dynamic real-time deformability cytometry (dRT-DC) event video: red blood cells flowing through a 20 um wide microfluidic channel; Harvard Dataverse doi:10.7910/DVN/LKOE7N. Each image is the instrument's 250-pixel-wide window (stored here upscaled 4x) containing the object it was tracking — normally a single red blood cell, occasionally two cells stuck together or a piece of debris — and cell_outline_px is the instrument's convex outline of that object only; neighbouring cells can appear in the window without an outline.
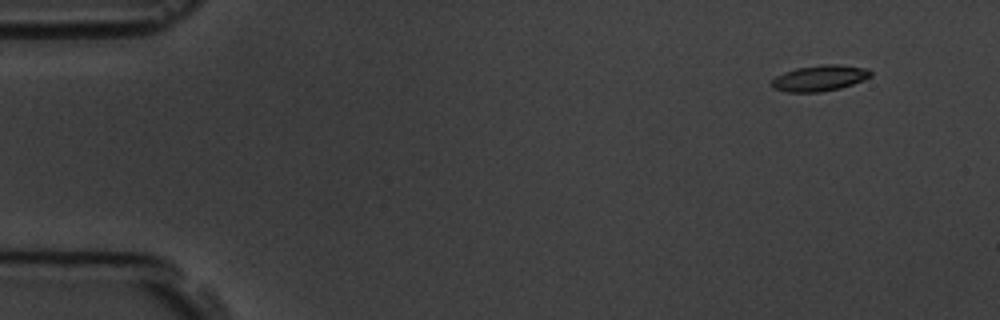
{"species": "common noctule bat (a hibernating species)", "species_latin": "Nyctalus noctula", "temperature_condition": "room temperature", "stored_images_in_passage": 10, "camera_frame_rate_fps": 3000, "um_per_image_px": 0.085, "animal": {"sex": "male", "body_mass_g": 19.5, "forearm_length_mm": 54.6}, "frame": {"image": 1, "passage_image": 1, "time_ms": 0.0, "image_size_px": [1000, 320], "cell_outline_px": [[872, 76], [864, 80], [840, 88], [820, 92], [788, 92], [772, 88], [772, 80], [776, 76], [784, 72], [796, 68], [824, 64], [840, 64], [868, 68], [872, 72]], "centroid_in_image_um": [69.7, 6.63], "position_along_channel_um": 15.3, "area_um2": 15.03}}
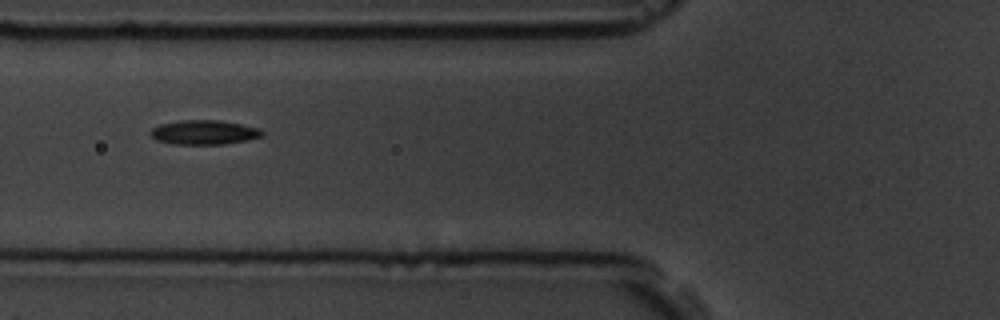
{"frame": {"image": 2, "passage_image": 6, "time_ms": 5.667, "image_size_px": [1000, 320], "cell_outline_px": [[264, 136], [248, 140], [224, 144], [172, 144], [156, 140], [148, 132], [152, 128], [160, 124], [180, 120], [220, 120], [260, 128], [264, 132]], "centroid_in_image_um": [17.35, 11.25], "position_along_channel_um": 108.4, "area_um2": 16.01}}
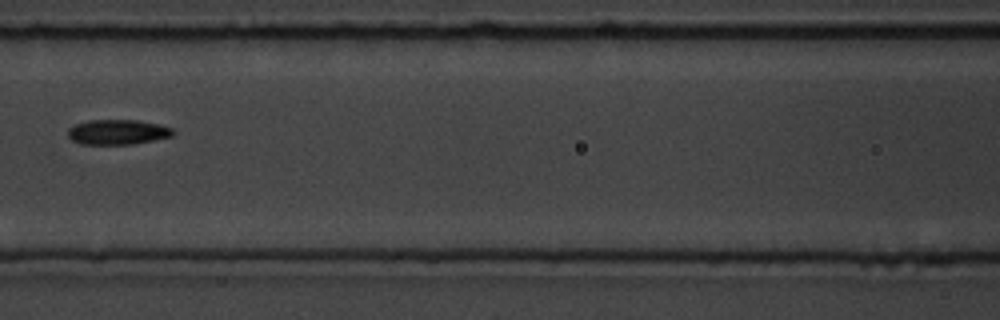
{"frame": {"image": 3, "passage_image": 7, "time_ms": 7.0, "image_size_px": [1000, 320], "cell_outline_px": [[176, 132], [172, 136], [132, 144], [80, 144], [72, 140], [68, 136], [68, 128], [76, 124], [88, 120], [136, 120], [160, 124], [172, 128]], "centroid_in_image_um": [10.0, 11.22], "position_along_channel_um": 156.6, "area_um2": 15.32}}